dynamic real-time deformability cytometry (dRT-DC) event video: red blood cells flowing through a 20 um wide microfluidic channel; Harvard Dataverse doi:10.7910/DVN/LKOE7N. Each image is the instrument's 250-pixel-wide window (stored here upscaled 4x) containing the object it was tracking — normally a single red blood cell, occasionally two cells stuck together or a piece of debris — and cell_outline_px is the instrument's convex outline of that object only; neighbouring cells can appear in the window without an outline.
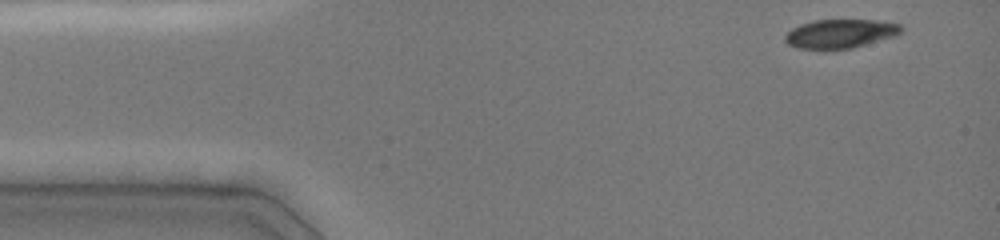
{"species": "common noctule bat (a hibernating species)", "species_latin": "Nyctalus noctula", "temperature_condition": "cold", "stored_images_in_passage": 30, "camera_frame_rate_fps": 3000, "um_per_image_px": 0.085, "animal": {"sex": "female", "body_mass_g": 19.0, "forearm_length_mm": 51.5}, "frame": {"image": 1, "passage_image": 1, "time_ms": 0.0, "image_size_px": [1000, 240], "cell_outline_px": [[904, 28], [896, 36], [852, 48], [796, 48], [788, 44], [784, 40], [784, 36], [792, 28], [800, 24], [812, 20], [876, 20], [900, 24]], "centroid_in_image_um": [71.43, 2.85], "position_along_channel_um": 13.6, "area_um2": 19.42}}
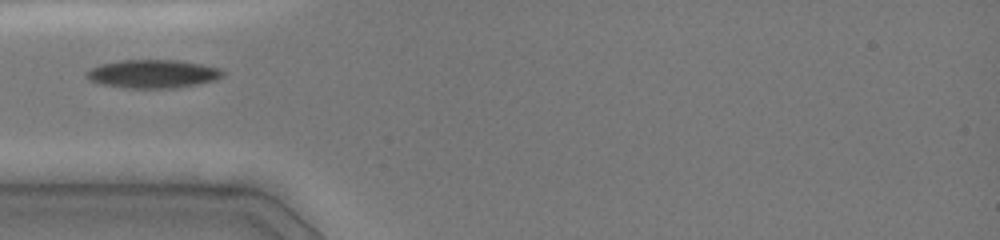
{"frame": {"image": 2, "passage_image": 11, "time_ms": 3.667, "image_size_px": [1000, 240], "cell_outline_px": [[224, 76], [216, 80], [176, 88], [128, 88], [100, 84], [88, 80], [84, 76], [84, 72], [100, 64], [124, 60], [176, 60], [200, 64], [220, 68], [224, 72]], "centroid_in_image_um": [12.97, 6.28], "position_along_channel_um": 72.0, "area_um2": 22.6}}
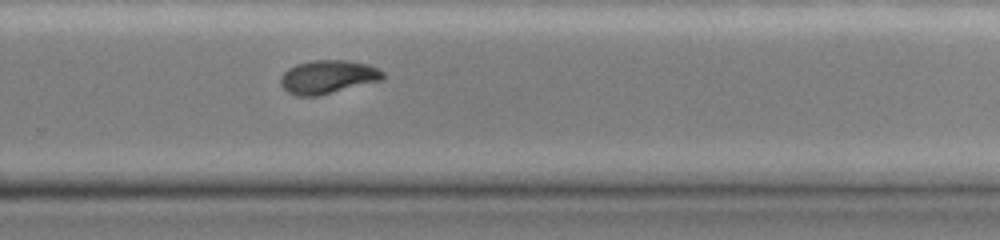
{"frame": {"image": 3, "passage_image": 28, "time_ms": 9.333, "image_size_px": [1000, 240], "cell_outline_px": [[384, 76], [380, 80], [320, 96], [296, 96], [288, 92], [280, 84], [280, 76], [288, 68], [296, 64], [312, 60], [344, 60], [368, 64], [384, 72]], "centroid_in_image_um": [27.82, 6.54], "position_along_channel_um": 302.0, "area_um2": 19.94}}